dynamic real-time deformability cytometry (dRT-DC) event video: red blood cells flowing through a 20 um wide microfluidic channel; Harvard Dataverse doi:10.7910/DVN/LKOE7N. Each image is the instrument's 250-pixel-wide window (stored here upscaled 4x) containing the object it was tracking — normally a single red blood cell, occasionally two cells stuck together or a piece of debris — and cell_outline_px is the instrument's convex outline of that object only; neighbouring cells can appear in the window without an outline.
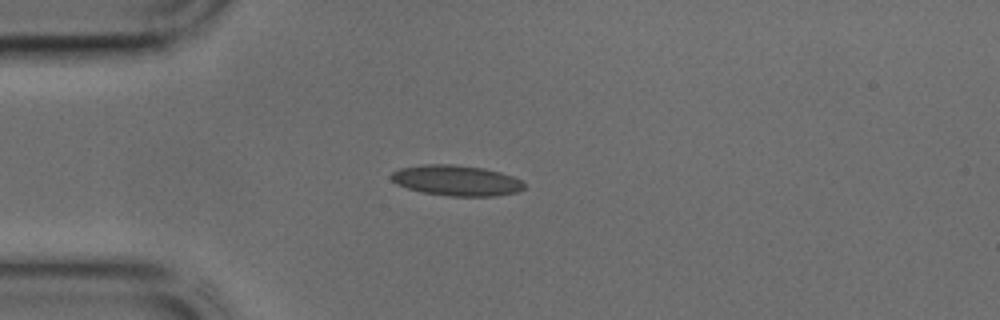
{"species": "common noctule bat (a hibernating species)", "species_latin": "Nyctalus noctula", "temperature_condition": "cold", "stored_images_in_passage": 33, "camera_frame_rate_fps": 3000, "um_per_image_px": 0.085, "animal": {"sex": "male", "body_mass_g": 17.9, "forearm_length_mm": 54.2}, "frame": {"image": 1, "passage_image": 1, "time_ms": 0.0, "image_size_px": [1000, 320], "cell_outline_px": [[524, 188], [516, 192], [496, 196], [448, 196], [420, 192], [396, 184], [388, 176], [392, 172], [400, 168], [424, 164], [452, 164], [484, 168], [500, 172], [512, 176], [520, 180], [524, 184]], "centroid_in_image_um": [38.75, 15.34], "position_along_channel_um": 46.2, "area_um2": 23.76}}
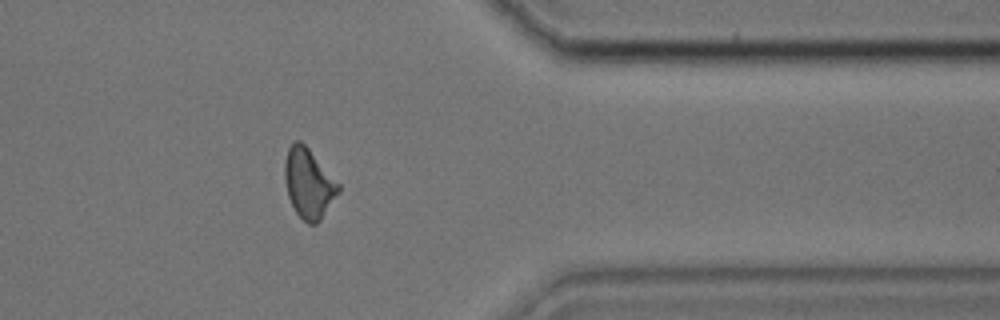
{"frame": {"image": 2, "passage_image": 25, "time_ms": 8.0, "image_size_px": [1000, 320], "cell_outline_px": [[340, 192], [320, 220], [316, 224], [308, 224], [296, 212], [288, 196], [284, 176], [284, 160], [288, 148], [296, 140], [300, 140], [308, 148], [340, 184]], "centroid_in_image_um": [26.24, 15.59], "position_along_channel_um": 385.2, "area_um2": 21.68}}
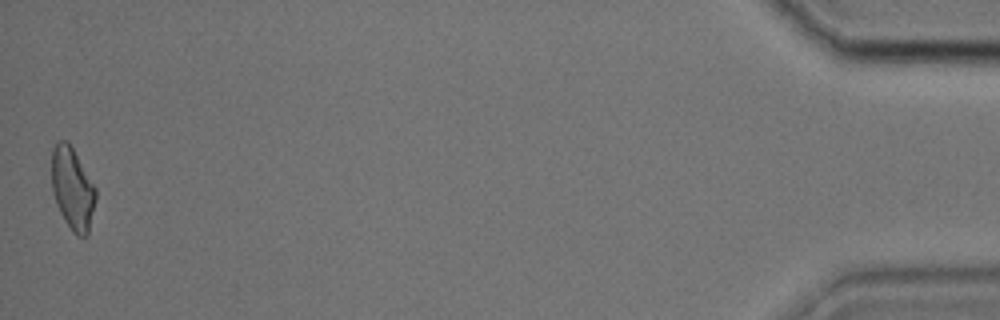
{"frame": {"image": 3, "passage_image": 33, "time_ms": 10.667, "image_size_px": [1000, 320], "cell_outline_px": [[96, 200], [88, 236], [76, 236], [72, 232], [64, 220], [56, 204], [52, 192], [52, 148], [56, 140], [68, 140], [96, 188]], "centroid_in_image_um": [6.16, 16.04], "position_along_channel_um": 429.0, "area_um2": 21.39}}